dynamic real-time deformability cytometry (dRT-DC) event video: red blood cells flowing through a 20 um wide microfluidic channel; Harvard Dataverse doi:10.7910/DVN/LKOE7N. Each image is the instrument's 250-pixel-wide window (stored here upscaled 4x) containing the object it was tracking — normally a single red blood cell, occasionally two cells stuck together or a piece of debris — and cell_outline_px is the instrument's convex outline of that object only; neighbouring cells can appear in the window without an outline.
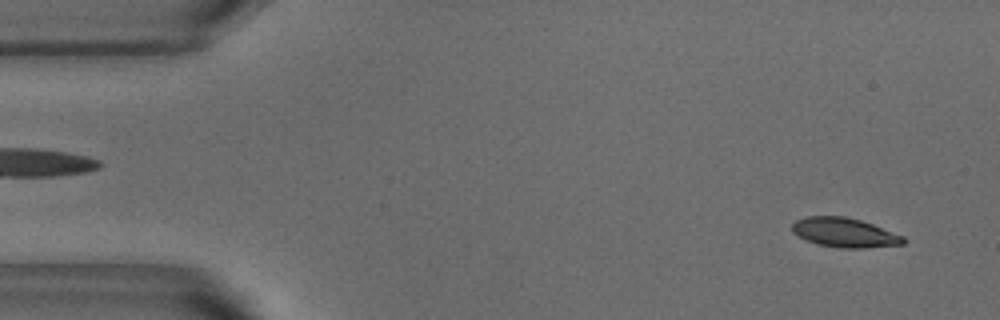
{"species": "common noctule bat (a hibernating species)", "species_latin": "Nyctalus noctula", "temperature_condition": "warm", "stored_images_in_passage": 53, "camera_frame_rate_fps": 3000, "um_per_image_px": 0.085, "animal": {"sex": "male", "body_mass_g": 18.8}, "frame": {"image": 1, "passage_image": 4, "time_ms": 1.0, "image_size_px": [1000, 320], "cell_outline_px": [[908, 240], [904, 244], [864, 248], [840, 248], [816, 244], [804, 240], [792, 232], [792, 224], [796, 220], [808, 216], [844, 216], [860, 220], [872, 224], [904, 236]], "centroid_in_image_um": [71.78, 19.78], "position_along_channel_um": 13.2, "area_um2": 19.19}}
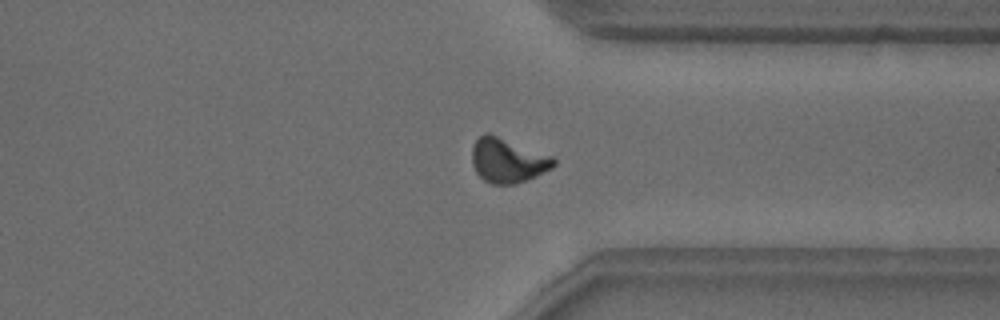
{"frame": {"image": 2, "passage_image": 40, "time_ms": 13.0, "image_size_px": [1000, 320], "cell_outline_px": [[556, 164], [552, 168], [536, 176], [516, 184], [492, 184], [484, 180], [476, 172], [472, 164], [472, 144], [484, 132], [488, 132], [552, 156], [556, 160]], "centroid_in_image_um": [43.14, 13.63], "position_along_channel_um": 368.3, "area_um2": 21.21}}
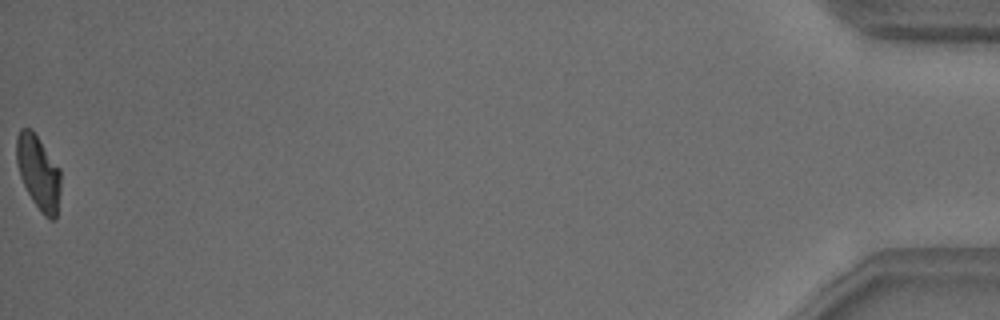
{"frame": {"image": 3, "passage_image": 53, "time_ms": 17.333, "image_size_px": [1000, 320], "cell_outline_px": [[60, 192], [56, 220], [48, 220], [40, 212], [32, 200], [20, 176], [16, 160], [16, 136], [20, 128], [32, 128], [60, 168]], "centroid_in_image_um": [3.27, 14.66], "position_along_channel_um": 431.9, "area_um2": 19.36}, "authors_computed_cell_mechanics": {"area_um2": 19.9988, "velocity_mm_per_s": 3.826, "shape_relaxation_time_tau1_ms": 3.6816, "shape_relaxation_time_tau2_ms": 2.6178, "deformation_change_tau1": 0.1531, "deformation_change_tau2": 0.0855}}